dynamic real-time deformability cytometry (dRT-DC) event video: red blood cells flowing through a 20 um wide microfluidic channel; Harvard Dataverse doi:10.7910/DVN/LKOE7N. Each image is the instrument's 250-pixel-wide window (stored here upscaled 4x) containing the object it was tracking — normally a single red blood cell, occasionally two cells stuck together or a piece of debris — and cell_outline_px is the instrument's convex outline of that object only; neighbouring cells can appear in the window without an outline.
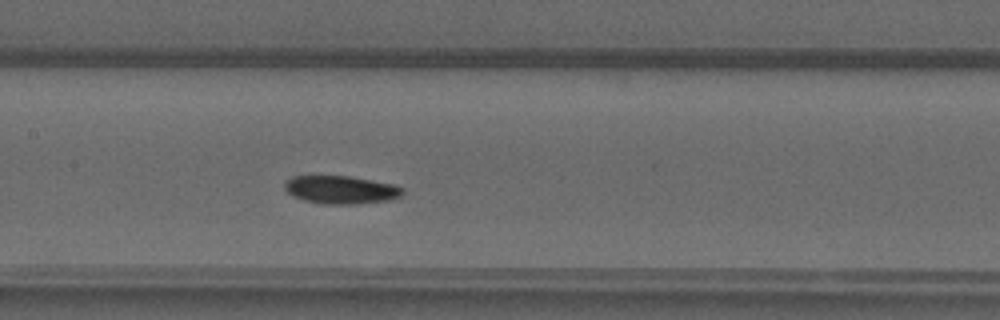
{"species": "common noctule bat (a hibernating species)", "species_latin": "Nyctalus noctula", "temperature_condition": "warm", "stored_images_in_passage": 28, "camera_frame_rate_fps": 3000, "um_per_image_px": 0.085, "animal": {"sex": "male", "forearm_length_mm": 52.5}, "frame": {"image": 1, "passage_image": 13, "time_ms": 4.0, "image_size_px": [1000, 320], "cell_outline_px": [[404, 192], [400, 196], [388, 200], [356, 204], [324, 204], [304, 200], [292, 196], [284, 188], [284, 184], [292, 176], [352, 176], [396, 184], [404, 188]], "centroid_in_image_um": [29.01, 16.12], "position_along_channel_um": 178.4, "area_um2": 19.42}}
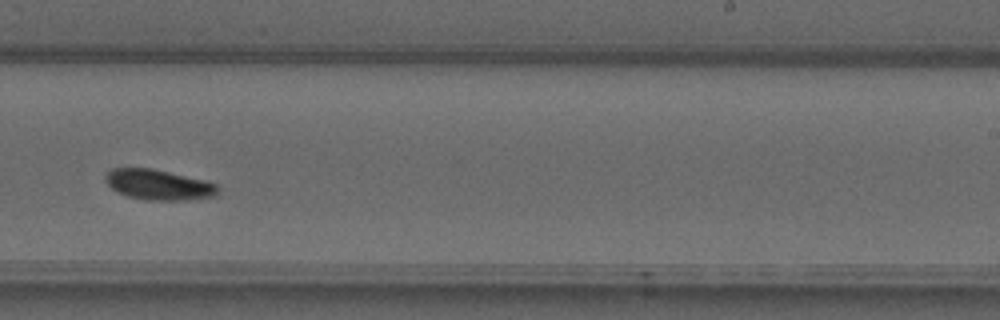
{"frame": {"image": 2, "passage_image": 20, "time_ms": 6.333, "image_size_px": [1000, 320], "cell_outline_px": [[220, 192], [216, 196], [188, 200], [144, 200], [128, 196], [112, 188], [104, 180], [104, 176], [112, 168], [152, 168], [204, 180], [216, 184], [220, 188]], "centroid_in_image_um": [13.51, 15.7], "position_along_channel_um": 275.5, "area_um2": 19.94}}
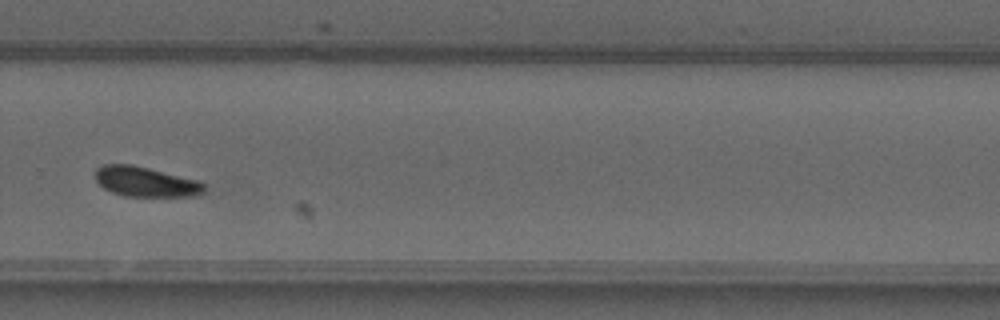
{"frame": {"image": 3, "passage_image": 23, "time_ms": 7.333, "image_size_px": [1000, 320], "cell_outline_px": [[204, 192], [196, 196], [124, 196], [112, 192], [104, 188], [96, 180], [96, 168], [104, 164], [132, 164], [200, 180], [204, 184]], "centroid_in_image_um": [12.4, 15.44], "position_along_channel_um": 317.4, "area_um2": 19.07}}